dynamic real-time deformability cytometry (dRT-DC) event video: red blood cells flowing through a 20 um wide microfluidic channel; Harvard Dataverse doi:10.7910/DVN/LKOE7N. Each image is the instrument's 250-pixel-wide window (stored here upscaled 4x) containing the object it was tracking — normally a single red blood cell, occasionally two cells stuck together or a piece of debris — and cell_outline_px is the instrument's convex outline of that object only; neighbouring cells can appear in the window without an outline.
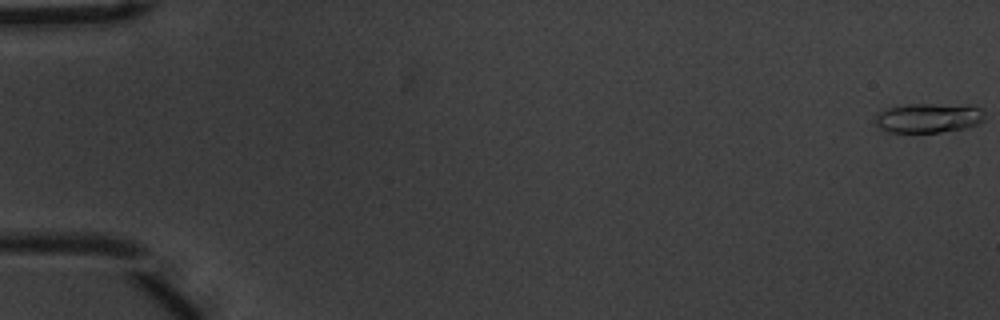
{"species": "common noctule bat (a hibernating species)", "species_latin": "Nyctalus noctula", "temperature_condition": "warm", "stored_images_in_passage": 56, "camera_frame_rate_fps": 3000, "um_per_image_px": 0.085, "animal": {"sex": "male", "body_mass_g": 20.1, "forearm_length_mm": 53.5}, "frame": {"image": 1, "passage_image": 1, "time_ms": 0.0, "image_size_px": [1000, 320], "cell_outline_px": [[984, 120], [976, 124], [964, 128], [940, 132], [888, 132], [880, 128], [876, 124], [876, 112], [884, 108], [908, 104], [932, 104], [984, 108]], "centroid_in_image_um": [78.86, 10.03], "position_along_channel_um": 6.1, "area_um2": 18.67}}
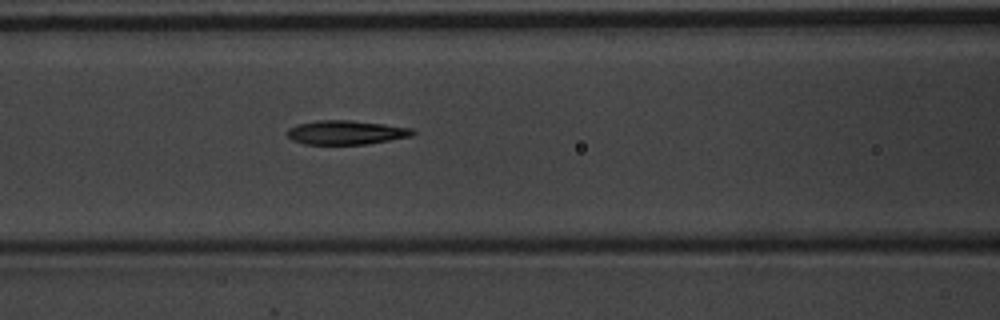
{"frame": {"image": 2, "passage_image": 25, "time_ms": 8.0, "image_size_px": [1000, 320], "cell_outline_px": [[416, 132], [412, 136], [368, 144], [304, 144], [292, 140], [288, 136], [288, 128], [300, 124], [316, 120], [348, 120], [412, 128]], "centroid_in_image_um": [29.42, 11.26], "position_along_channel_um": 137.2, "area_um2": 17.4}}
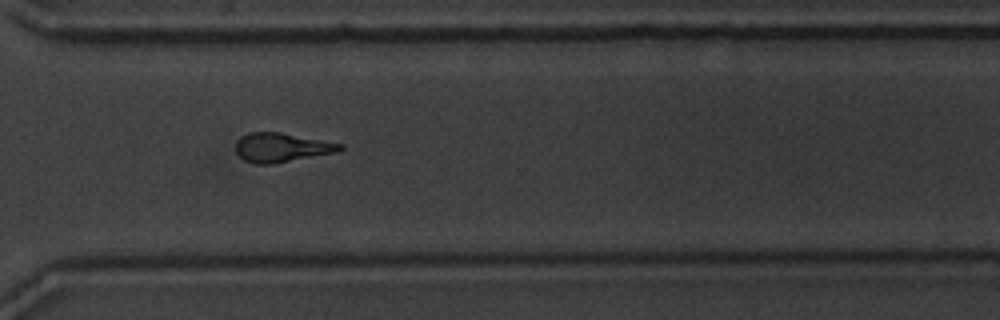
{"frame": {"image": 3, "passage_image": 42, "time_ms": 13.667, "image_size_px": [1000, 320], "cell_outline_px": [[344, 148], [336, 152], [272, 164], [256, 164], [244, 160], [236, 152], [236, 140], [240, 136], [248, 132], [280, 132], [344, 144]], "centroid_in_image_um": [23.91, 12.53], "position_along_channel_um": 346.7, "area_um2": 17.69}, "authors_computed_cell_mechanics": {"area_um2": 17.8024, "velocity_mm_per_s": 3.7105, "shape_relaxation_time_tau1_ms": 3.6359, "shape_relaxation_time_tau2_ms": 4.4004, "deformation_change_tau1": 0.1842, "deformation_change_tau2": 0.1527}}